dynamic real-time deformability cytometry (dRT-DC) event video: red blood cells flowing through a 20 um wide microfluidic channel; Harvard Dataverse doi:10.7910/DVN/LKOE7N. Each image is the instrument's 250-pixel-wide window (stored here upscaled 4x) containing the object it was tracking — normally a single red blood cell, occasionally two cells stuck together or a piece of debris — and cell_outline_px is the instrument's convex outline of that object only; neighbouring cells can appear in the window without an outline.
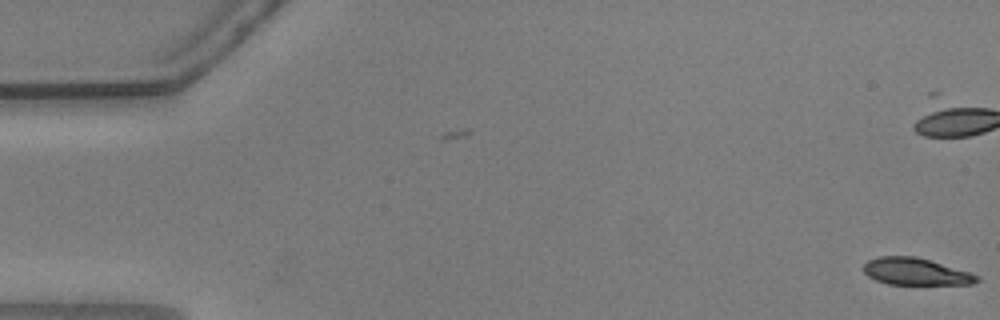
{"species": "common noctule bat (a hibernating species)", "species_latin": "Nyctalus noctula", "temperature_condition": "warm", "stored_images_in_passage": 5, "camera_frame_rate_fps": 3000, "um_per_image_px": 0.085, "animal": {"sex": "male", "body_mass_g": 20.5, "forearm_length_mm": 52.5}, "frame": {"image": 1, "passage_image": 5, "time_ms": 1.333, "image_size_px": [1000, 320], "cell_outline_px": [[980, 280], [972, 284], [888, 284], [876, 280], [868, 276], [864, 272], [864, 264], [868, 260], [880, 256], [916, 256], [968, 272], [980, 276]], "centroid_in_image_um": [77.82, 23.08], "position_along_channel_um": 7.2, "area_um2": 17.63}}